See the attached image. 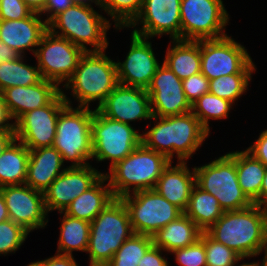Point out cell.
I'll use <instances>...</instances> for the list:
<instances>
[{
    "mask_svg": "<svg viewBox=\"0 0 267 266\" xmlns=\"http://www.w3.org/2000/svg\"><path fill=\"white\" fill-rule=\"evenodd\" d=\"M252 74H231L209 80V92L235 105L247 92Z\"/></svg>",
    "mask_w": 267,
    "mask_h": 266,
    "instance_id": "d590c367",
    "label": "cell"
},
{
    "mask_svg": "<svg viewBox=\"0 0 267 266\" xmlns=\"http://www.w3.org/2000/svg\"><path fill=\"white\" fill-rule=\"evenodd\" d=\"M111 24L109 18L99 14L93 5L74 3L48 24V30L68 39L85 52L105 51L109 45L107 32Z\"/></svg>",
    "mask_w": 267,
    "mask_h": 266,
    "instance_id": "52a82bcc",
    "label": "cell"
},
{
    "mask_svg": "<svg viewBox=\"0 0 267 266\" xmlns=\"http://www.w3.org/2000/svg\"><path fill=\"white\" fill-rule=\"evenodd\" d=\"M163 251L161 248L152 245L141 258L138 266H169Z\"/></svg>",
    "mask_w": 267,
    "mask_h": 266,
    "instance_id": "ee69618b",
    "label": "cell"
},
{
    "mask_svg": "<svg viewBox=\"0 0 267 266\" xmlns=\"http://www.w3.org/2000/svg\"><path fill=\"white\" fill-rule=\"evenodd\" d=\"M84 53L81 47L47 30L37 46L34 57L43 79L54 82L62 89L61 86L63 87L73 76Z\"/></svg>",
    "mask_w": 267,
    "mask_h": 266,
    "instance_id": "4fadbf2b",
    "label": "cell"
},
{
    "mask_svg": "<svg viewBox=\"0 0 267 266\" xmlns=\"http://www.w3.org/2000/svg\"><path fill=\"white\" fill-rule=\"evenodd\" d=\"M32 13L22 0H0V20H19Z\"/></svg>",
    "mask_w": 267,
    "mask_h": 266,
    "instance_id": "60d3db41",
    "label": "cell"
},
{
    "mask_svg": "<svg viewBox=\"0 0 267 266\" xmlns=\"http://www.w3.org/2000/svg\"><path fill=\"white\" fill-rule=\"evenodd\" d=\"M216 242L251 259L267 249V208L252 204L223 215L205 231Z\"/></svg>",
    "mask_w": 267,
    "mask_h": 266,
    "instance_id": "6da1fadb",
    "label": "cell"
},
{
    "mask_svg": "<svg viewBox=\"0 0 267 266\" xmlns=\"http://www.w3.org/2000/svg\"><path fill=\"white\" fill-rule=\"evenodd\" d=\"M106 51L85 52L70 80L61 91H70L74 101L80 107H90L91 102H98L97 107L119 84L116 62L105 54ZM66 89V90H65Z\"/></svg>",
    "mask_w": 267,
    "mask_h": 266,
    "instance_id": "277c9868",
    "label": "cell"
},
{
    "mask_svg": "<svg viewBox=\"0 0 267 266\" xmlns=\"http://www.w3.org/2000/svg\"><path fill=\"white\" fill-rule=\"evenodd\" d=\"M29 149L16 138L0 155V188L25 184Z\"/></svg>",
    "mask_w": 267,
    "mask_h": 266,
    "instance_id": "83f0119b",
    "label": "cell"
},
{
    "mask_svg": "<svg viewBox=\"0 0 267 266\" xmlns=\"http://www.w3.org/2000/svg\"><path fill=\"white\" fill-rule=\"evenodd\" d=\"M114 199L111 187L103 175L91 188L75 198L64 213L91 223Z\"/></svg>",
    "mask_w": 267,
    "mask_h": 266,
    "instance_id": "484cf974",
    "label": "cell"
},
{
    "mask_svg": "<svg viewBox=\"0 0 267 266\" xmlns=\"http://www.w3.org/2000/svg\"><path fill=\"white\" fill-rule=\"evenodd\" d=\"M149 38L131 33V45L123 62H116L118 83L147 89L159 63Z\"/></svg>",
    "mask_w": 267,
    "mask_h": 266,
    "instance_id": "d6986e66",
    "label": "cell"
},
{
    "mask_svg": "<svg viewBox=\"0 0 267 266\" xmlns=\"http://www.w3.org/2000/svg\"><path fill=\"white\" fill-rule=\"evenodd\" d=\"M133 234L128 209L115 198L90 223L89 266H105Z\"/></svg>",
    "mask_w": 267,
    "mask_h": 266,
    "instance_id": "8992f818",
    "label": "cell"
},
{
    "mask_svg": "<svg viewBox=\"0 0 267 266\" xmlns=\"http://www.w3.org/2000/svg\"><path fill=\"white\" fill-rule=\"evenodd\" d=\"M171 161L142 143L127 157L116 163L103 175L115 198L148 189H154L159 177Z\"/></svg>",
    "mask_w": 267,
    "mask_h": 266,
    "instance_id": "3957f363",
    "label": "cell"
},
{
    "mask_svg": "<svg viewBox=\"0 0 267 266\" xmlns=\"http://www.w3.org/2000/svg\"><path fill=\"white\" fill-rule=\"evenodd\" d=\"M163 60L180 80L201 72V40H170Z\"/></svg>",
    "mask_w": 267,
    "mask_h": 266,
    "instance_id": "d4e9b609",
    "label": "cell"
},
{
    "mask_svg": "<svg viewBox=\"0 0 267 266\" xmlns=\"http://www.w3.org/2000/svg\"><path fill=\"white\" fill-rule=\"evenodd\" d=\"M258 139L245 150L267 168V129H264Z\"/></svg>",
    "mask_w": 267,
    "mask_h": 266,
    "instance_id": "7bdbcfd3",
    "label": "cell"
},
{
    "mask_svg": "<svg viewBox=\"0 0 267 266\" xmlns=\"http://www.w3.org/2000/svg\"><path fill=\"white\" fill-rule=\"evenodd\" d=\"M103 173L88 164L84 167L67 168L43 192L47 213L64 212L70 203L91 188Z\"/></svg>",
    "mask_w": 267,
    "mask_h": 266,
    "instance_id": "e0dca14e",
    "label": "cell"
},
{
    "mask_svg": "<svg viewBox=\"0 0 267 266\" xmlns=\"http://www.w3.org/2000/svg\"><path fill=\"white\" fill-rule=\"evenodd\" d=\"M9 219L5 199L0 191V223Z\"/></svg>",
    "mask_w": 267,
    "mask_h": 266,
    "instance_id": "816d5d0a",
    "label": "cell"
},
{
    "mask_svg": "<svg viewBox=\"0 0 267 266\" xmlns=\"http://www.w3.org/2000/svg\"><path fill=\"white\" fill-rule=\"evenodd\" d=\"M256 70L247 49L232 36L201 40V73L208 80L231 74H253Z\"/></svg>",
    "mask_w": 267,
    "mask_h": 266,
    "instance_id": "30bf717a",
    "label": "cell"
},
{
    "mask_svg": "<svg viewBox=\"0 0 267 266\" xmlns=\"http://www.w3.org/2000/svg\"><path fill=\"white\" fill-rule=\"evenodd\" d=\"M74 4L72 0H47L40 15L43 17L47 14L45 21L49 24L58 14Z\"/></svg>",
    "mask_w": 267,
    "mask_h": 266,
    "instance_id": "b9f144b4",
    "label": "cell"
},
{
    "mask_svg": "<svg viewBox=\"0 0 267 266\" xmlns=\"http://www.w3.org/2000/svg\"><path fill=\"white\" fill-rule=\"evenodd\" d=\"M60 152L53 146L29 150L25 184L44 192L67 168Z\"/></svg>",
    "mask_w": 267,
    "mask_h": 266,
    "instance_id": "cb8c5ba5",
    "label": "cell"
},
{
    "mask_svg": "<svg viewBox=\"0 0 267 266\" xmlns=\"http://www.w3.org/2000/svg\"><path fill=\"white\" fill-rule=\"evenodd\" d=\"M72 1L76 4H86L90 6H92V4L94 3L95 6H98V8H100V3H101V0H72Z\"/></svg>",
    "mask_w": 267,
    "mask_h": 266,
    "instance_id": "f5cc1de1",
    "label": "cell"
},
{
    "mask_svg": "<svg viewBox=\"0 0 267 266\" xmlns=\"http://www.w3.org/2000/svg\"><path fill=\"white\" fill-rule=\"evenodd\" d=\"M187 163L177 162L174 166L171 161L162 172L154 188L167 201L183 212L188 206L190 194L195 185L194 167L190 169Z\"/></svg>",
    "mask_w": 267,
    "mask_h": 266,
    "instance_id": "603a6c76",
    "label": "cell"
},
{
    "mask_svg": "<svg viewBox=\"0 0 267 266\" xmlns=\"http://www.w3.org/2000/svg\"><path fill=\"white\" fill-rule=\"evenodd\" d=\"M144 0H101L100 11H104L114 22L115 29L129 27L139 16Z\"/></svg>",
    "mask_w": 267,
    "mask_h": 266,
    "instance_id": "836d02e7",
    "label": "cell"
},
{
    "mask_svg": "<svg viewBox=\"0 0 267 266\" xmlns=\"http://www.w3.org/2000/svg\"><path fill=\"white\" fill-rule=\"evenodd\" d=\"M66 105L61 91L48 105L23 114L15 122V138L29 150L53 146L58 115Z\"/></svg>",
    "mask_w": 267,
    "mask_h": 266,
    "instance_id": "5bb4252c",
    "label": "cell"
},
{
    "mask_svg": "<svg viewBox=\"0 0 267 266\" xmlns=\"http://www.w3.org/2000/svg\"><path fill=\"white\" fill-rule=\"evenodd\" d=\"M27 266H36L35 262H31L30 264H28Z\"/></svg>",
    "mask_w": 267,
    "mask_h": 266,
    "instance_id": "9f6ffc18",
    "label": "cell"
},
{
    "mask_svg": "<svg viewBox=\"0 0 267 266\" xmlns=\"http://www.w3.org/2000/svg\"><path fill=\"white\" fill-rule=\"evenodd\" d=\"M182 85L184 94L191 105L203 94L209 92V80L201 72L182 80Z\"/></svg>",
    "mask_w": 267,
    "mask_h": 266,
    "instance_id": "ab89813d",
    "label": "cell"
},
{
    "mask_svg": "<svg viewBox=\"0 0 267 266\" xmlns=\"http://www.w3.org/2000/svg\"><path fill=\"white\" fill-rule=\"evenodd\" d=\"M235 164L242 191L254 204L259 205V194L266 167L246 150L235 151Z\"/></svg>",
    "mask_w": 267,
    "mask_h": 266,
    "instance_id": "f546056e",
    "label": "cell"
},
{
    "mask_svg": "<svg viewBox=\"0 0 267 266\" xmlns=\"http://www.w3.org/2000/svg\"><path fill=\"white\" fill-rule=\"evenodd\" d=\"M33 12L41 13L47 0H22Z\"/></svg>",
    "mask_w": 267,
    "mask_h": 266,
    "instance_id": "681fc988",
    "label": "cell"
},
{
    "mask_svg": "<svg viewBox=\"0 0 267 266\" xmlns=\"http://www.w3.org/2000/svg\"><path fill=\"white\" fill-rule=\"evenodd\" d=\"M233 103L208 92L192 104L191 112L199 119L200 124L210 134L209 120L228 118Z\"/></svg>",
    "mask_w": 267,
    "mask_h": 266,
    "instance_id": "d6a6232c",
    "label": "cell"
},
{
    "mask_svg": "<svg viewBox=\"0 0 267 266\" xmlns=\"http://www.w3.org/2000/svg\"><path fill=\"white\" fill-rule=\"evenodd\" d=\"M22 55L0 40V63L17 60Z\"/></svg>",
    "mask_w": 267,
    "mask_h": 266,
    "instance_id": "7dc6e473",
    "label": "cell"
},
{
    "mask_svg": "<svg viewBox=\"0 0 267 266\" xmlns=\"http://www.w3.org/2000/svg\"><path fill=\"white\" fill-rule=\"evenodd\" d=\"M259 205L267 208V168L260 189Z\"/></svg>",
    "mask_w": 267,
    "mask_h": 266,
    "instance_id": "f907efd6",
    "label": "cell"
},
{
    "mask_svg": "<svg viewBox=\"0 0 267 266\" xmlns=\"http://www.w3.org/2000/svg\"><path fill=\"white\" fill-rule=\"evenodd\" d=\"M28 232L22 225L8 219L0 223V256L15 253L26 241Z\"/></svg>",
    "mask_w": 267,
    "mask_h": 266,
    "instance_id": "74e56055",
    "label": "cell"
},
{
    "mask_svg": "<svg viewBox=\"0 0 267 266\" xmlns=\"http://www.w3.org/2000/svg\"><path fill=\"white\" fill-rule=\"evenodd\" d=\"M63 214V215H62ZM62 217L56 253L73 255V251L86 253L90 235V222L60 212Z\"/></svg>",
    "mask_w": 267,
    "mask_h": 266,
    "instance_id": "4dcf8cb0",
    "label": "cell"
},
{
    "mask_svg": "<svg viewBox=\"0 0 267 266\" xmlns=\"http://www.w3.org/2000/svg\"><path fill=\"white\" fill-rule=\"evenodd\" d=\"M195 184L218 199L224 211L254 204L242 191L235 164V151L228 152L202 166H194Z\"/></svg>",
    "mask_w": 267,
    "mask_h": 266,
    "instance_id": "ba28073f",
    "label": "cell"
},
{
    "mask_svg": "<svg viewBox=\"0 0 267 266\" xmlns=\"http://www.w3.org/2000/svg\"><path fill=\"white\" fill-rule=\"evenodd\" d=\"M184 213L205 232L223 215L224 210L215 196L195 184Z\"/></svg>",
    "mask_w": 267,
    "mask_h": 266,
    "instance_id": "f1b7e54d",
    "label": "cell"
},
{
    "mask_svg": "<svg viewBox=\"0 0 267 266\" xmlns=\"http://www.w3.org/2000/svg\"><path fill=\"white\" fill-rule=\"evenodd\" d=\"M61 89L54 83L43 79L31 86H14L2 92L7 109L16 122L23 114L48 105Z\"/></svg>",
    "mask_w": 267,
    "mask_h": 266,
    "instance_id": "7402d4cb",
    "label": "cell"
},
{
    "mask_svg": "<svg viewBox=\"0 0 267 266\" xmlns=\"http://www.w3.org/2000/svg\"><path fill=\"white\" fill-rule=\"evenodd\" d=\"M62 94L67 105L58 115L53 147L60 152L64 162H71L69 167H84L92 160L93 109L73 108L68 94Z\"/></svg>",
    "mask_w": 267,
    "mask_h": 266,
    "instance_id": "5b68a950",
    "label": "cell"
},
{
    "mask_svg": "<svg viewBox=\"0 0 267 266\" xmlns=\"http://www.w3.org/2000/svg\"><path fill=\"white\" fill-rule=\"evenodd\" d=\"M14 129H15V122L13 121L7 109V106L4 102L3 95L0 92V130H14Z\"/></svg>",
    "mask_w": 267,
    "mask_h": 266,
    "instance_id": "bcb514c9",
    "label": "cell"
},
{
    "mask_svg": "<svg viewBox=\"0 0 267 266\" xmlns=\"http://www.w3.org/2000/svg\"><path fill=\"white\" fill-rule=\"evenodd\" d=\"M151 120L155 124L141 134L142 144L172 162L175 156L177 162H187L210 135L192 112Z\"/></svg>",
    "mask_w": 267,
    "mask_h": 266,
    "instance_id": "7a4b0ae2",
    "label": "cell"
},
{
    "mask_svg": "<svg viewBox=\"0 0 267 266\" xmlns=\"http://www.w3.org/2000/svg\"><path fill=\"white\" fill-rule=\"evenodd\" d=\"M102 115L124 124L151 120L150 97L142 88L118 84L105 100L95 107Z\"/></svg>",
    "mask_w": 267,
    "mask_h": 266,
    "instance_id": "ffe728a7",
    "label": "cell"
},
{
    "mask_svg": "<svg viewBox=\"0 0 267 266\" xmlns=\"http://www.w3.org/2000/svg\"><path fill=\"white\" fill-rule=\"evenodd\" d=\"M206 266H238L244 259L233 249L216 242L204 232Z\"/></svg>",
    "mask_w": 267,
    "mask_h": 266,
    "instance_id": "8d00e7d4",
    "label": "cell"
},
{
    "mask_svg": "<svg viewBox=\"0 0 267 266\" xmlns=\"http://www.w3.org/2000/svg\"><path fill=\"white\" fill-rule=\"evenodd\" d=\"M42 18L39 13L33 12L19 20H0V40L22 56L28 50L35 55L42 36L48 30V24Z\"/></svg>",
    "mask_w": 267,
    "mask_h": 266,
    "instance_id": "44dd1931",
    "label": "cell"
},
{
    "mask_svg": "<svg viewBox=\"0 0 267 266\" xmlns=\"http://www.w3.org/2000/svg\"><path fill=\"white\" fill-rule=\"evenodd\" d=\"M181 40L224 37L229 13L223 0H181Z\"/></svg>",
    "mask_w": 267,
    "mask_h": 266,
    "instance_id": "8fae6325",
    "label": "cell"
},
{
    "mask_svg": "<svg viewBox=\"0 0 267 266\" xmlns=\"http://www.w3.org/2000/svg\"><path fill=\"white\" fill-rule=\"evenodd\" d=\"M36 266H78L73 255L55 253L54 256L44 260L35 261Z\"/></svg>",
    "mask_w": 267,
    "mask_h": 266,
    "instance_id": "f6af8a7d",
    "label": "cell"
},
{
    "mask_svg": "<svg viewBox=\"0 0 267 266\" xmlns=\"http://www.w3.org/2000/svg\"><path fill=\"white\" fill-rule=\"evenodd\" d=\"M238 266H260L259 265V262L258 261H256V262H250V263H245L244 261H243V263L242 264H240V265H238Z\"/></svg>",
    "mask_w": 267,
    "mask_h": 266,
    "instance_id": "11a10c76",
    "label": "cell"
},
{
    "mask_svg": "<svg viewBox=\"0 0 267 266\" xmlns=\"http://www.w3.org/2000/svg\"><path fill=\"white\" fill-rule=\"evenodd\" d=\"M262 261H261V264H260V262H259V265L260 266H267V249L264 251V257H263V259H261Z\"/></svg>",
    "mask_w": 267,
    "mask_h": 266,
    "instance_id": "db71d44e",
    "label": "cell"
},
{
    "mask_svg": "<svg viewBox=\"0 0 267 266\" xmlns=\"http://www.w3.org/2000/svg\"><path fill=\"white\" fill-rule=\"evenodd\" d=\"M170 253L175 255V261L180 266H206L204 232H202L200 239L192 245L176 249Z\"/></svg>",
    "mask_w": 267,
    "mask_h": 266,
    "instance_id": "f35d334b",
    "label": "cell"
},
{
    "mask_svg": "<svg viewBox=\"0 0 267 266\" xmlns=\"http://www.w3.org/2000/svg\"><path fill=\"white\" fill-rule=\"evenodd\" d=\"M5 199L9 219L22 225L28 232L43 229L49 221L43 192L29 185H12L0 188Z\"/></svg>",
    "mask_w": 267,
    "mask_h": 266,
    "instance_id": "2e32d148",
    "label": "cell"
},
{
    "mask_svg": "<svg viewBox=\"0 0 267 266\" xmlns=\"http://www.w3.org/2000/svg\"><path fill=\"white\" fill-rule=\"evenodd\" d=\"M202 230L183 213L177 219L158 230L153 236V245L164 252H172L176 249L192 245L202 234Z\"/></svg>",
    "mask_w": 267,
    "mask_h": 266,
    "instance_id": "4316f807",
    "label": "cell"
},
{
    "mask_svg": "<svg viewBox=\"0 0 267 266\" xmlns=\"http://www.w3.org/2000/svg\"><path fill=\"white\" fill-rule=\"evenodd\" d=\"M180 6L181 0H144L139 16L128 28L150 40L166 34L170 40H181Z\"/></svg>",
    "mask_w": 267,
    "mask_h": 266,
    "instance_id": "9a60e30c",
    "label": "cell"
},
{
    "mask_svg": "<svg viewBox=\"0 0 267 266\" xmlns=\"http://www.w3.org/2000/svg\"><path fill=\"white\" fill-rule=\"evenodd\" d=\"M14 139V130H0V155Z\"/></svg>",
    "mask_w": 267,
    "mask_h": 266,
    "instance_id": "c3c4849f",
    "label": "cell"
},
{
    "mask_svg": "<svg viewBox=\"0 0 267 266\" xmlns=\"http://www.w3.org/2000/svg\"><path fill=\"white\" fill-rule=\"evenodd\" d=\"M146 91L150 97L152 116L167 117L191 112L192 105L184 94L182 80L163 62Z\"/></svg>",
    "mask_w": 267,
    "mask_h": 266,
    "instance_id": "ac0fdd59",
    "label": "cell"
},
{
    "mask_svg": "<svg viewBox=\"0 0 267 266\" xmlns=\"http://www.w3.org/2000/svg\"><path fill=\"white\" fill-rule=\"evenodd\" d=\"M92 160L110 161V167L127 157L141 143V133L132 125L112 120L93 110Z\"/></svg>",
    "mask_w": 267,
    "mask_h": 266,
    "instance_id": "9c48e42d",
    "label": "cell"
},
{
    "mask_svg": "<svg viewBox=\"0 0 267 266\" xmlns=\"http://www.w3.org/2000/svg\"><path fill=\"white\" fill-rule=\"evenodd\" d=\"M121 199L128 209L134 234L152 237L184 213L155 189L137 191Z\"/></svg>",
    "mask_w": 267,
    "mask_h": 266,
    "instance_id": "7c38bea8",
    "label": "cell"
},
{
    "mask_svg": "<svg viewBox=\"0 0 267 266\" xmlns=\"http://www.w3.org/2000/svg\"><path fill=\"white\" fill-rule=\"evenodd\" d=\"M25 56L0 63V92L14 86H31L43 80L40 69L26 64Z\"/></svg>",
    "mask_w": 267,
    "mask_h": 266,
    "instance_id": "1f68e13d",
    "label": "cell"
},
{
    "mask_svg": "<svg viewBox=\"0 0 267 266\" xmlns=\"http://www.w3.org/2000/svg\"><path fill=\"white\" fill-rule=\"evenodd\" d=\"M152 245V237L133 234L121 245L105 266H138L139 261Z\"/></svg>",
    "mask_w": 267,
    "mask_h": 266,
    "instance_id": "e575fe53",
    "label": "cell"
}]
</instances>
